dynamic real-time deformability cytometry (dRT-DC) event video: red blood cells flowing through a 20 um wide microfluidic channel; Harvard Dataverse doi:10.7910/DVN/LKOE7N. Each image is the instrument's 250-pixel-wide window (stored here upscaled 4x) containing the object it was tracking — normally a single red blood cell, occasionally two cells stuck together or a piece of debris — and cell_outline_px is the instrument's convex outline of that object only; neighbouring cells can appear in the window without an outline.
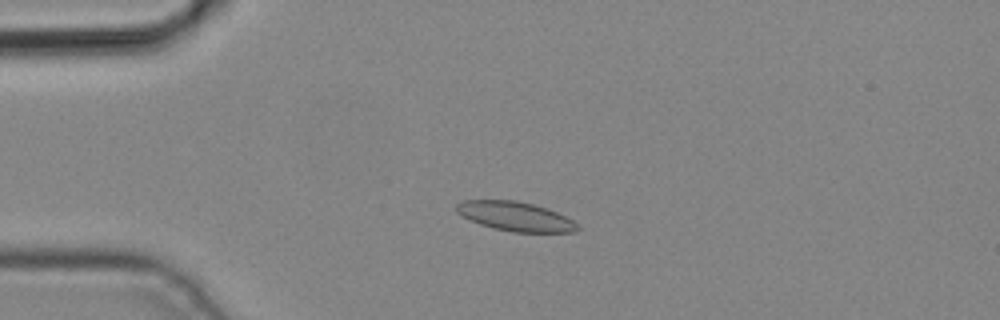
{"species": "common noctule bat (a hibernating species)", "species_latin": "Nyctalus noctula", "temperature_condition": "cold", "stored_images_in_passage": 7, "camera_frame_rate_fps": 3000, "um_per_image_px": 0.085, "animal": {"sex": "male", "body_mass_g": 19.2, "forearm_length_mm": 51.8}, "frame": {"image": 1, "passage_image": 4, "time_ms": 1.0, "image_size_px": [1000, 320], "cell_outline_px": [[580, 228], [572, 232], [512, 232], [492, 228], [480, 224], [456, 212], [456, 204], [464, 200], [516, 200], [548, 208], [572, 220]], "centroid_in_image_um": [43.79, 18.39], "position_along_channel_um": 41.2, "area_um2": 20.46}}
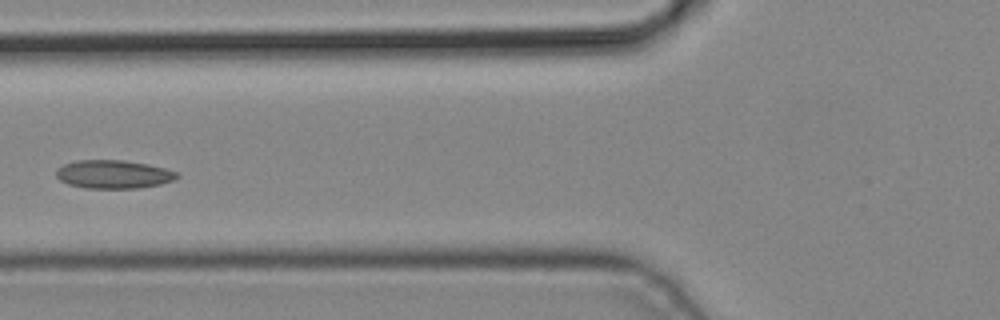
{"frame": {"image": 2, "passage_image": 6, "time_ms": 1.667, "image_size_px": [1000, 320], "cell_outline_px": [[180, 176], [172, 180], [160, 184], [140, 188], [84, 188], [68, 184], [60, 180], [56, 176], [56, 168], [64, 164], [76, 160], [120, 160], [148, 164], [164, 168], [176, 172]], "centroid_in_image_um": [9.61, 14.81], "position_along_channel_um": 116.2, "area_um2": 19.94}}
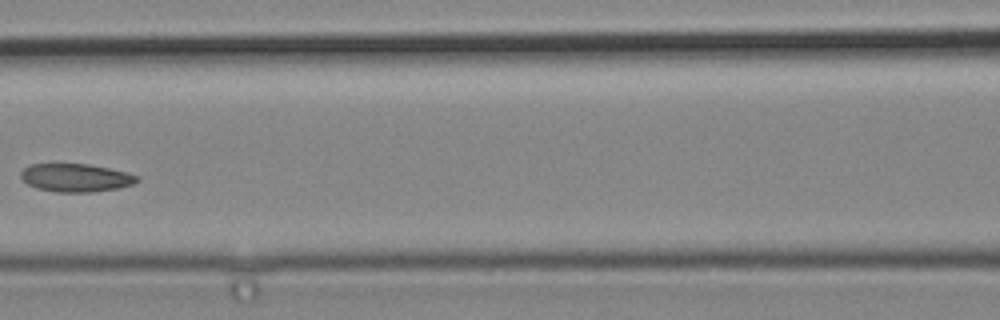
{"frame": {"image": 3, "passage_image": 7, "time_ms": 2.0, "image_size_px": [1000, 320], "cell_outline_px": [[140, 180], [132, 184], [120, 188], [92, 192], [56, 192], [36, 188], [28, 184], [20, 176], [20, 172], [24, 168], [32, 164], [88, 164], [128, 172], [140, 176]], "centroid_in_image_um": [6.47, 15.11], "position_along_channel_um": 160.1, "area_um2": 19.13}}